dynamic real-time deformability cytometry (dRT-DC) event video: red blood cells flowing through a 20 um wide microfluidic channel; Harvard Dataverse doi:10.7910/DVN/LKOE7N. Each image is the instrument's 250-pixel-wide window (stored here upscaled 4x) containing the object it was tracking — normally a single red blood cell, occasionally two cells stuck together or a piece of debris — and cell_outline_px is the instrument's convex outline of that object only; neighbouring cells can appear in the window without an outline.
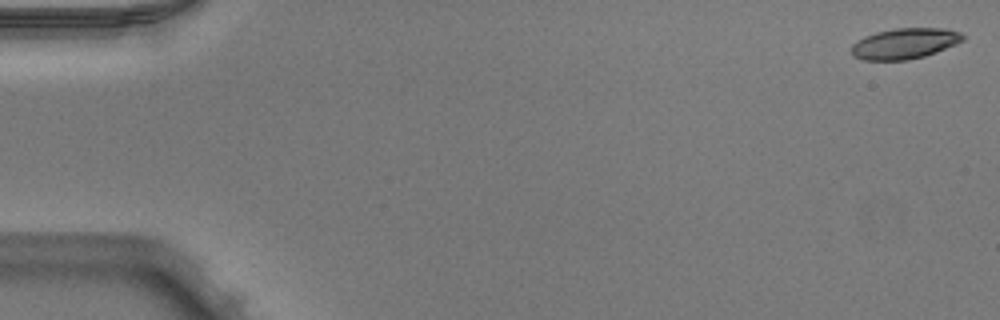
{"species": "Egyptian fruit bat (a non-hibernating species)", "species_latin": "Rousettus aegyptiacus", "temperature_condition": "warm", "stored_images_in_passage": 51, "camera_frame_rate_fps": 3000, "um_per_image_px": 0.085, "animal": {"sex": "male"}, "frame": {"image": 1, "passage_image": 1, "time_ms": 0.0, "image_size_px": [1000, 320], "cell_outline_px": [[964, 40], [956, 44], [936, 52], [924, 56], [908, 60], [864, 60], [852, 56], [852, 44], [856, 40], [864, 36], [876, 32], [896, 28], [948, 28], [960, 32], [964, 36]], "centroid_in_image_um": [76.89, 3.69], "position_along_channel_um": 8.1, "area_um2": 20.06}}
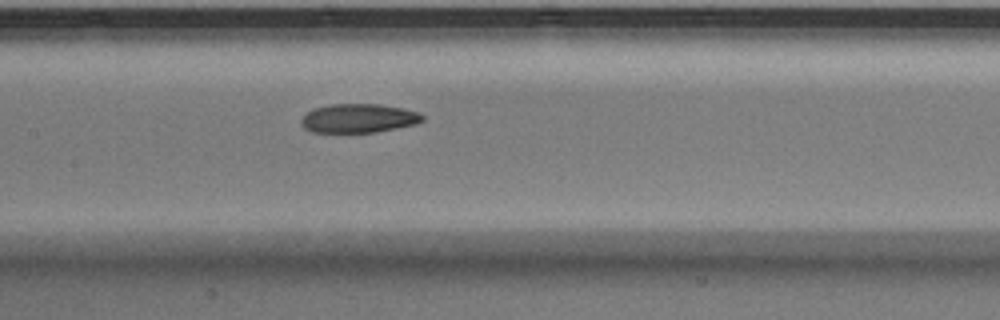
{"frame": {"image": 2, "passage_image": 25, "time_ms": 8.0, "image_size_px": [1000, 320], "cell_outline_px": [[424, 120], [416, 124], [376, 132], [312, 132], [304, 128], [300, 124], [300, 120], [312, 108], [328, 104], [380, 104], [404, 108], [420, 112], [424, 116]], "centroid_in_image_um": [30.49, 10.04], "position_along_channel_um": 176.9, "area_um2": 20.63}}
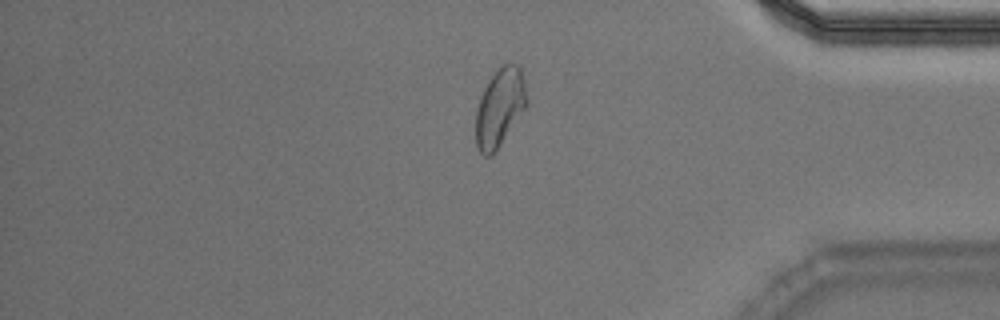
{"frame": {"image": 3, "passage_image": 43, "time_ms": 14.0, "image_size_px": [1000, 320], "cell_outline_px": [[528, 104], [492, 156], [484, 156], [480, 152], [476, 144], [476, 108], [480, 96], [488, 80], [496, 68], [504, 64], [516, 64], [520, 68], [524, 80], [528, 100]], "centroid_in_image_um": [42.47, 9.12], "position_along_channel_um": 392.7, "area_um2": 23.24}, "authors_computed_cell_mechanics": {"area_um2": 21.2704, "velocity_mm_per_s": 3.9754, "shape_relaxation_time_tau1_ms": 6.9294, "shape_relaxation_time_tau2_ms": 2.8597, "deformation_change_tau1": 0.1938, "deformation_change_tau2": 0.0867}}